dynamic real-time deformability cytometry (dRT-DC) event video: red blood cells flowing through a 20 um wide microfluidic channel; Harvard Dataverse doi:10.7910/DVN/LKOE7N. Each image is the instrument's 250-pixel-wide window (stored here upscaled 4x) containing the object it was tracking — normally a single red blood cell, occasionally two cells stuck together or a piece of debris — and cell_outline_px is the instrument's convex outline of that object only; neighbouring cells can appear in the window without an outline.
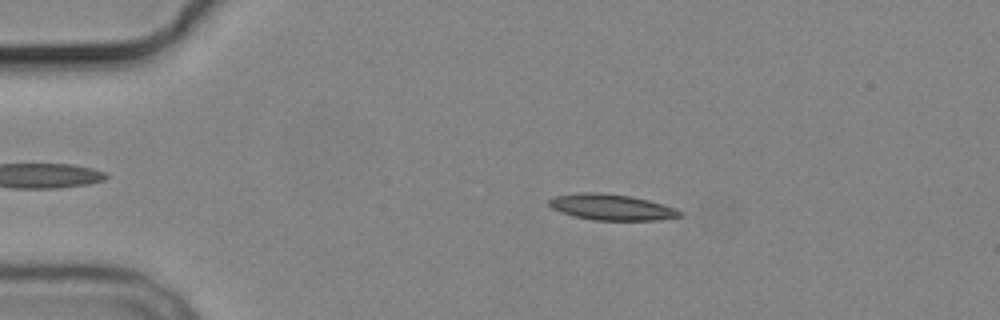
{"species": "common noctule bat (a hibernating species)", "species_latin": "Nyctalus noctula", "temperature_condition": "cold", "stored_images_in_passage": 4, "camera_frame_rate_fps": 3000, "um_per_image_px": 0.085, "animal": {"sex": "male", "body_mass_g": 19.2, "forearm_length_mm": 51.8}, "frame": {"image": 1, "passage_image": 3, "time_ms": 2.333, "image_size_px": [1000, 320], "cell_outline_px": [[684, 216], [660, 220], [592, 220], [560, 212], [552, 208], [548, 204], [548, 200], [552, 196], [580, 192], [600, 192], [632, 196], [664, 204], [676, 208], [684, 212]], "centroid_in_image_um": [52.01, 17.6], "position_along_channel_um": 33.0, "area_um2": 20.11}}